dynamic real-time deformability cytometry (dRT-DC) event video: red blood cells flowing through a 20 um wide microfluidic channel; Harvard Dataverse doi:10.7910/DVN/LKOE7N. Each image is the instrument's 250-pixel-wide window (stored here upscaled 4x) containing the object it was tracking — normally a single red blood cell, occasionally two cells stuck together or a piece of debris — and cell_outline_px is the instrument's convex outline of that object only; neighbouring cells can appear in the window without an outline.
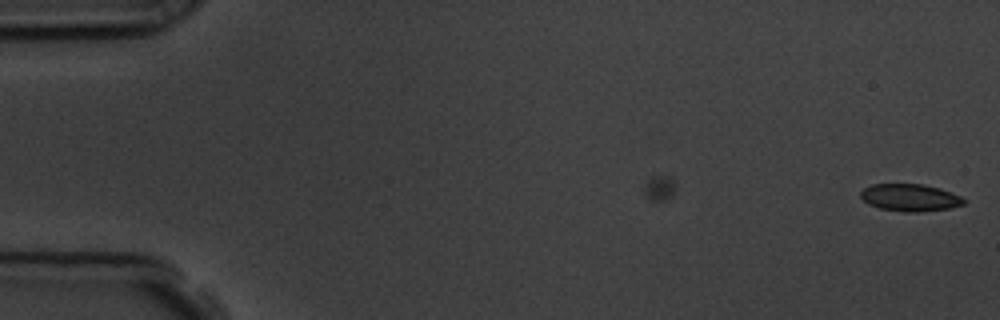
{"species": "common noctule bat (a hibernating species)", "species_latin": "Nyctalus noctula", "temperature_condition": "room temperature", "stored_images_in_passage": 17, "camera_frame_rate_fps": 3000, "um_per_image_px": 0.085, "animal": {"sex": "male", "body_mass_g": 19.5, "forearm_length_mm": 54.6}, "frame": {"image": 1, "passage_image": 17, "time_ms": 5.333, "image_size_px": [1000, 320], "cell_outline_px": [[968, 200], [964, 204], [948, 208], [916, 212], [904, 212], [880, 208], [868, 204], [860, 196], [860, 192], [864, 188], [872, 184], [924, 184], [940, 188], [952, 192]], "centroid_in_image_um": [77.37, 16.78], "position_along_channel_um": 7.6, "area_um2": 16.42}}